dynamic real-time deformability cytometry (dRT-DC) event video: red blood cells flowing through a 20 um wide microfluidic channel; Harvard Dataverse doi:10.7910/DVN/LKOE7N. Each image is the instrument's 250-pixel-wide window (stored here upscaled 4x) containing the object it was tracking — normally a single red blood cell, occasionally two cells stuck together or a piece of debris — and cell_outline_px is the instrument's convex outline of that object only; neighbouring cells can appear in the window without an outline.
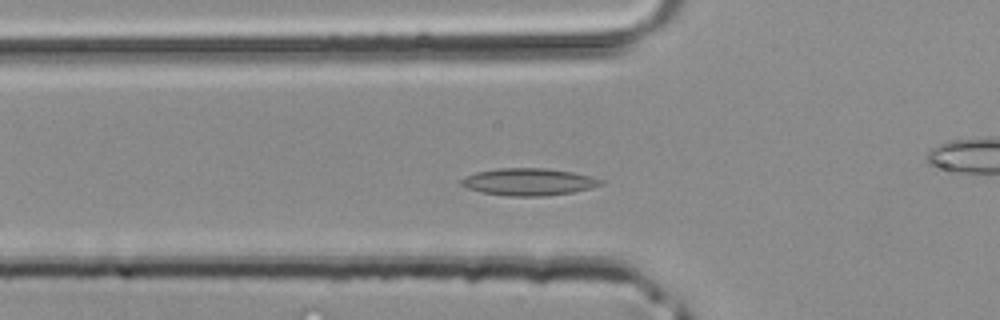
{"species": "common noctule bat (a hibernating species)", "species_latin": "Nyctalus noctula", "temperature_condition": "room temperature", "stored_images_in_passage": 40, "camera_frame_rate_fps": 3000, "um_per_image_px": 0.085, "animal": {"sex": "male", "body_mass_g": 20.4}, "frame": {"image": 1, "passage_image": 11, "time_ms": 3.333, "image_size_px": [1000, 320], "cell_outline_px": [[604, 184], [592, 188], [572, 192], [544, 196], [508, 196], [480, 192], [468, 188], [460, 184], [460, 180], [464, 176], [476, 172], [496, 168], [548, 168], [572, 172], [592, 176], [604, 180]], "centroid_in_image_um": [44.94, 15.45], "position_along_channel_um": 80.9, "area_um2": 22.31}}
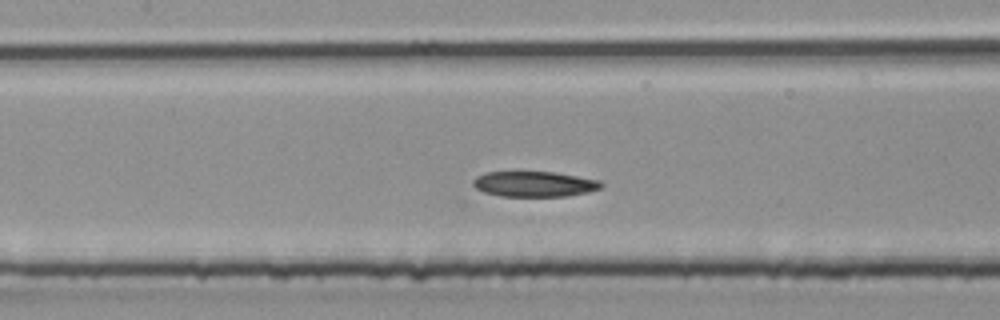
{"frame": {"image": 2, "passage_image": 16, "time_ms": 5.0, "image_size_px": [1000, 320], "cell_outline_px": [[604, 184], [600, 188], [588, 192], [564, 196], [500, 196], [484, 192], [476, 188], [472, 184], [472, 180], [476, 176], [484, 172], [556, 172], [600, 180]], "centroid_in_image_um": [45.4, 15.63], "position_along_channel_um": 162.0, "area_um2": 19.02}}
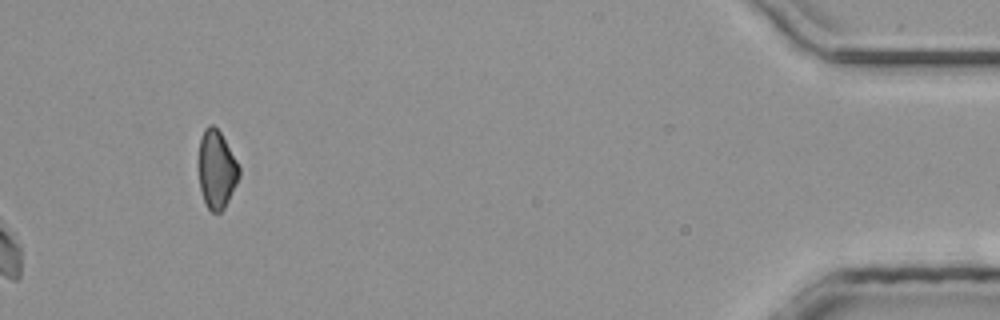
{"frame": {"image": 3, "passage_image": 40, "time_ms": 13.0, "image_size_px": [1000, 320], "cell_outline_px": [[240, 176], [224, 208], [220, 212], [212, 212], [208, 208], [204, 200], [200, 188], [200, 140], [204, 128], [208, 124], [212, 124], [220, 132], [236, 160], [240, 168]], "centroid_in_image_um": [18.42, 14.4], "position_along_channel_um": 416.8, "area_um2": 17.98}}